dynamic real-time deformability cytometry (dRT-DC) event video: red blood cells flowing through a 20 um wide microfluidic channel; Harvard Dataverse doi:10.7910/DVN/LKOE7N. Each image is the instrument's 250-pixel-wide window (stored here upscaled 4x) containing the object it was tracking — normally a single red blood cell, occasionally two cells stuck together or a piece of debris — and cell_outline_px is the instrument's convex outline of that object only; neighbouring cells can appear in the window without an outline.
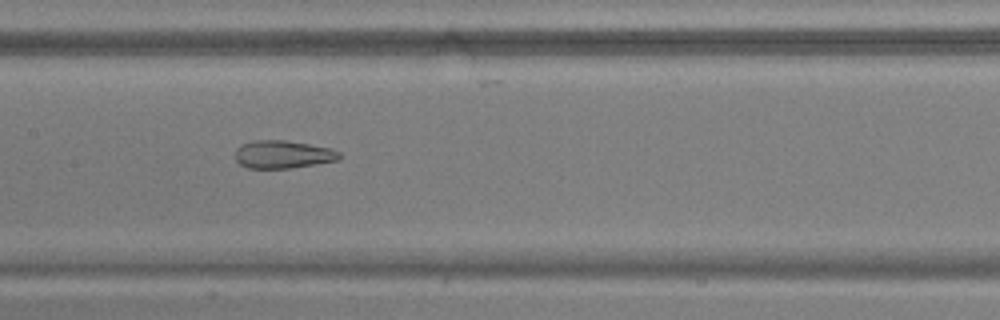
{"species": "common noctule bat (a hibernating species)", "species_latin": "Nyctalus noctula", "temperature_condition": "warm", "stored_images_in_passage": 55, "camera_frame_rate_fps": 3000, "um_per_image_px": 0.085, "animal": {"sex": "male", "body_mass_g": 17.9, "forearm_length_mm": 54.2}, "frame": {"image": 1, "passage_image": 28, "time_ms": 9.0, "image_size_px": [1000, 320], "cell_outline_px": [[340, 160], [292, 168], [248, 168], [240, 164], [236, 160], [236, 148], [244, 144], [256, 140], [284, 140], [332, 148], [340, 152]], "centroid_in_image_um": [24.08, 13.13], "position_along_channel_um": 183.3, "area_um2": 16.88}}
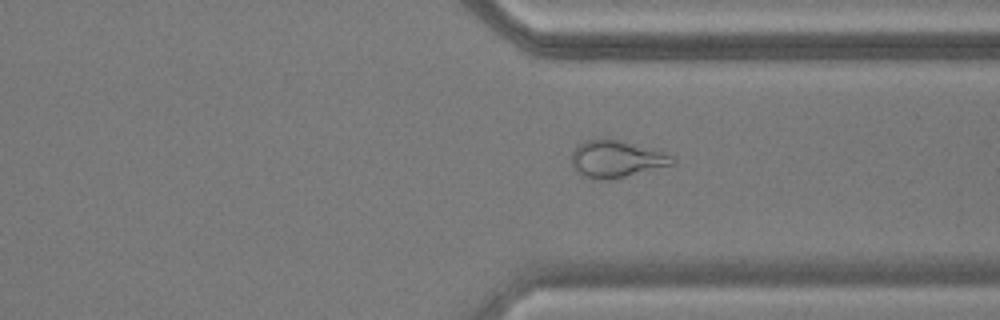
{"frame": {"image": 2, "passage_image": 42, "time_ms": 13.667, "image_size_px": [1000, 320], "cell_outline_px": [[676, 164], [608, 180], [600, 180], [584, 176], [576, 172], [572, 168], [572, 152], [576, 144], [584, 140], [600, 136], [604, 136], [620, 140], [660, 152], [672, 156], [676, 160]], "centroid_in_image_um": [52.31, 13.49], "position_along_channel_um": 359.1, "area_um2": 22.02}}
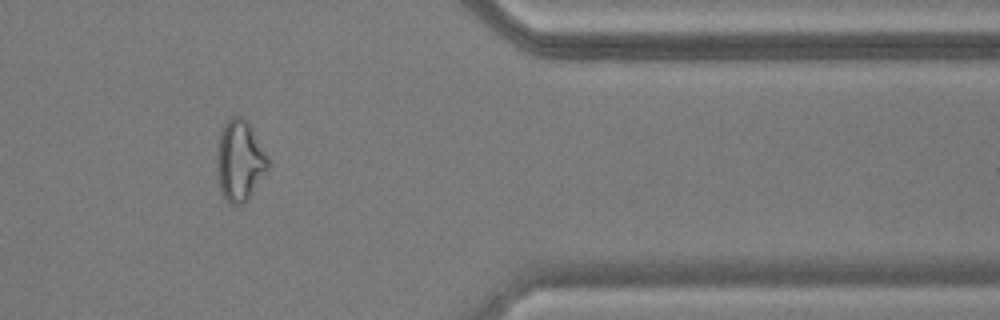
{"frame": {"image": 3, "passage_image": 46, "time_ms": 15.0, "image_size_px": [1000, 320], "cell_outline_px": [[268, 168], [248, 200], [244, 204], [232, 204], [224, 196], [220, 188], [216, 160], [216, 152], [220, 132], [224, 124], [232, 116], [240, 116], [248, 124], [268, 156]], "centroid_in_image_um": [20.36, 13.67], "position_along_channel_um": 391.0, "area_um2": 23.64}, "authors_computed_cell_mechanics": {"area_um2": 24.3916, "velocity_mm_per_s": 3.763, "shape_relaxation_time_tau1_ms": null, "shape_relaxation_time_tau2_ms": 2.1318, "deformation_change_tau1": null, "deformation_change_tau2": 0.1123}}